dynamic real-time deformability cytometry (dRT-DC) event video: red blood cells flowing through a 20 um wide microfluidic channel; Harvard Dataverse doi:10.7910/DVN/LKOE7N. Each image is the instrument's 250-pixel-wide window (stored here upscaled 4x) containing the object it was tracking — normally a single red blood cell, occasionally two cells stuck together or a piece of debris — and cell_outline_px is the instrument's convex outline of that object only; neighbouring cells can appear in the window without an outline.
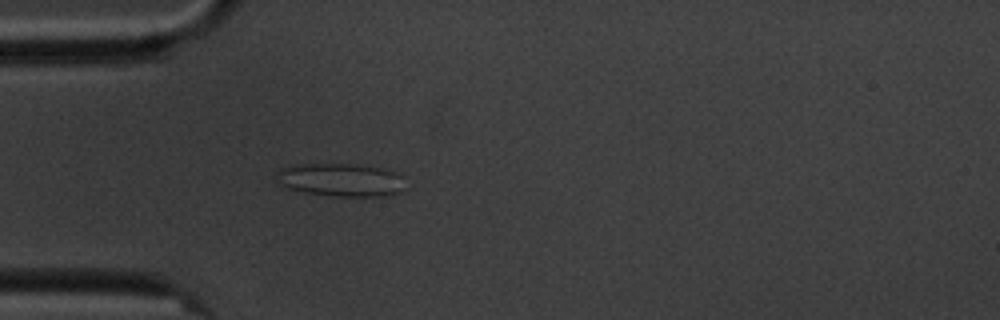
{"species": "common noctule bat (a hibernating species)", "species_latin": "Nyctalus noctula", "temperature_condition": "cold", "stored_images_in_passage": 1, "camera_frame_rate_fps": 3000, "um_per_image_px": 0.085, "animal": {"sex": "male", "body_mass_g": 20.1, "forearm_length_mm": 53.5}, "frame": {"image": 1, "passage_image": 1, "time_ms": 0.0, "image_size_px": [1000, 320], "cell_outline_px": [[404, 188], [400, 192], [392, 196], [340, 196], [304, 192], [288, 188], [276, 184], [276, 172], [280, 168], [300, 164], [348, 164], [384, 168], [400, 176]], "centroid_in_image_um": [28.92, 15.29], "position_along_channel_um": 56.1, "area_um2": 24.8}}